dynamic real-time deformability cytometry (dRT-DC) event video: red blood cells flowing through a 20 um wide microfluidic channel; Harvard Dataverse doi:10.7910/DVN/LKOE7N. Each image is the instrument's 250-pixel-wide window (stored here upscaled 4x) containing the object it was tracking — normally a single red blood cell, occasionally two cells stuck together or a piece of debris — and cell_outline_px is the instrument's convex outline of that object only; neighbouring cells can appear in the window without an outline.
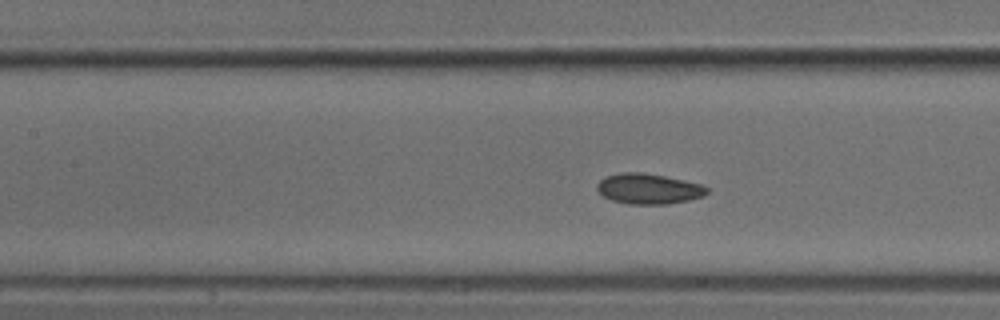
{"species": "common noctule bat (a hibernating species)", "species_latin": "Nyctalus noctula", "temperature_condition": "cold", "stored_images_in_passage": 19, "camera_frame_rate_fps": 3000, "um_per_image_px": 0.085, "animal": {"sex": "male", "body_mass_g": 18.8}, "frame": {"image": 1, "passage_image": 17, "time_ms": 5.333, "image_size_px": [1000, 320], "cell_outline_px": [[708, 192], [704, 196], [688, 200], [668, 204], [628, 204], [612, 200], [604, 196], [596, 188], [596, 184], [600, 180], [608, 176], [620, 172], [644, 172], [704, 184], [708, 188]], "centroid_in_image_um": [55.15, 16.04], "position_along_channel_um": 152.2, "area_um2": 19.54}}